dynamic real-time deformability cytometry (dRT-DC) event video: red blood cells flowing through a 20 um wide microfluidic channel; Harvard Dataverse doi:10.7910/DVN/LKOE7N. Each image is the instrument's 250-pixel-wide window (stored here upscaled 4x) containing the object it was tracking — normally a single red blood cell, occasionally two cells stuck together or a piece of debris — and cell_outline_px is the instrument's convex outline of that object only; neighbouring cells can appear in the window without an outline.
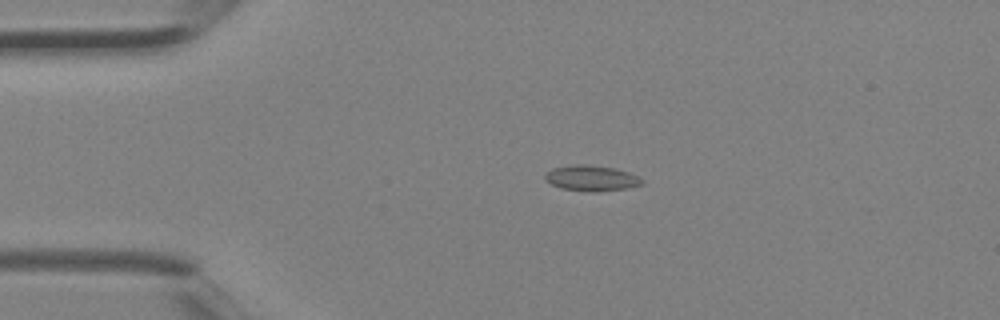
{"species": "Egyptian fruit bat (a non-hibernating species)", "species_latin": "Rousettus aegyptiacus", "temperature_condition": "room temperature", "stored_images_in_passage": 4, "camera_frame_rate_fps": 3000, "um_per_image_px": 0.085, "animal": {"sex": "female"}, "frame": {"image": 1, "passage_image": 2, "time_ms": 0.333, "image_size_px": [1000, 320], "cell_outline_px": [[644, 184], [628, 188], [596, 192], [592, 192], [560, 188], [552, 184], [544, 176], [552, 168], [576, 164], [588, 164], [616, 168], [628, 172], [644, 180]], "centroid_in_image_um": [50.31, 15.14], "position_along_channel_um": 34.7, "area_um2": 14.45}}
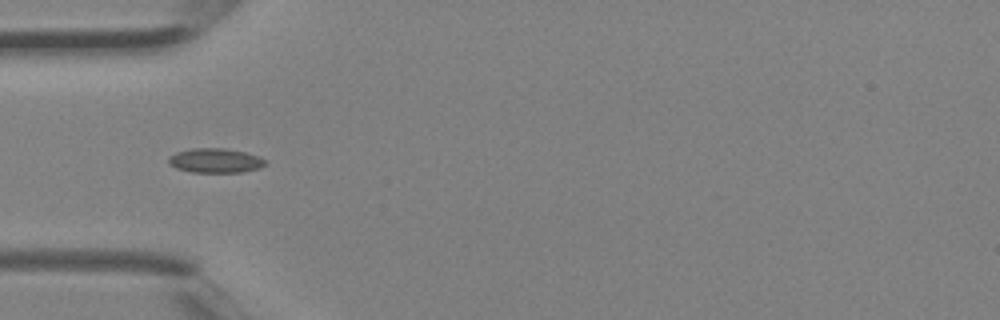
{"frame": {"image": 2, "passage_image": 3, "time_ms": 0.667, "image_size_px": [1000, 320], "cell_outline_px": [[268, 164], [260, 168], [240, 172], [192, 172], [176, 168], [168, 164], [168, 156], [176, 152], [192, 148], [224, 148], [244, 152], [260, 156]], "centroid_in_image_um": [18.29, 13.64], "position_along_channel_um": 66.7, "area_um2": 13.87}}
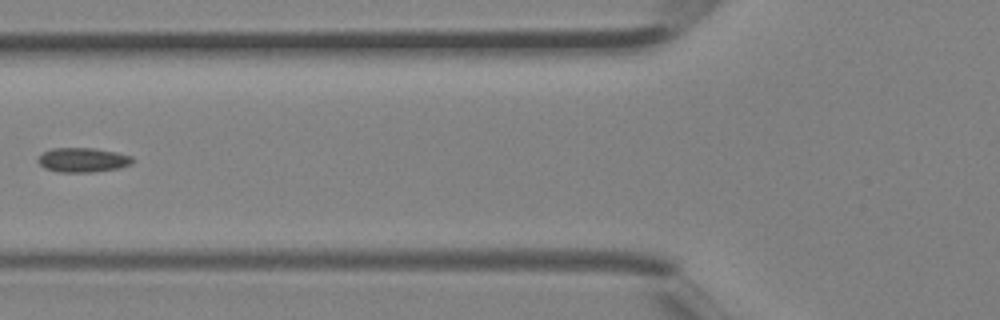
{"frame": {"image": 3, "passage_image": 4, "time_ms": 1.0, "image_size_px": [1000, 320], "cell_outline_px": [[136, 160], [132, 164], [120, 168], [92, 172], [60, 172], [44, 168], [36, 160], [44, 152], [52, 148], [92, 148], [116, 152], [132, 156]], "centroid_in_image_um": [7.08, 13.6], "position_along_channel_um": 118.7, "area_um2": 13.53}}